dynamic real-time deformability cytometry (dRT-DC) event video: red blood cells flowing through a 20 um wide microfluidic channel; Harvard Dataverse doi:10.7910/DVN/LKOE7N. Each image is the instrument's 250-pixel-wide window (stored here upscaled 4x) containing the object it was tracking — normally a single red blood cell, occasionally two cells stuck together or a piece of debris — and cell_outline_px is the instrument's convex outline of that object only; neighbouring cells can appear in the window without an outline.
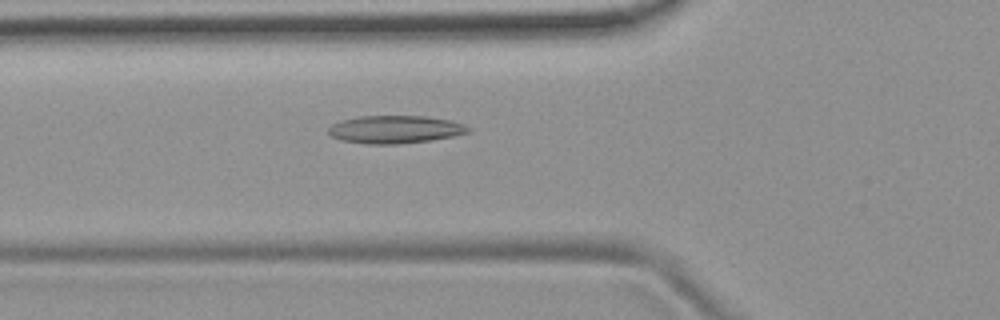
{"species": "common noctule bat (a hibernating species)", "species_latin": "Nyctalus noctula", "temperature_condition": "room temperature", "stored_images_in_passage": 48, "camera_frame_rate_fps": 3000, "um_per_image_px": 0.085, "animal": {"sex": "female", "body_mass_g": 19.9}, "frame": {"image": 1, "passage_image": 14, "time_ms": 4.333, "image_size_px": [1000, 320], "cell_outline_px": [[472, 132], [456, 136], [432, 140], [396, 144], [368, 144], [340, 140], [332, 136], [328, 132], [328, 128], [332, 124], [340, 120], [360, 116], [428, 116], [448, 120], [464, 124], [472, 128]], "centroid_in_image_um": [33.62, 11.0], "position_along_channel_um": 92.2, "area_um2": 22.89}}
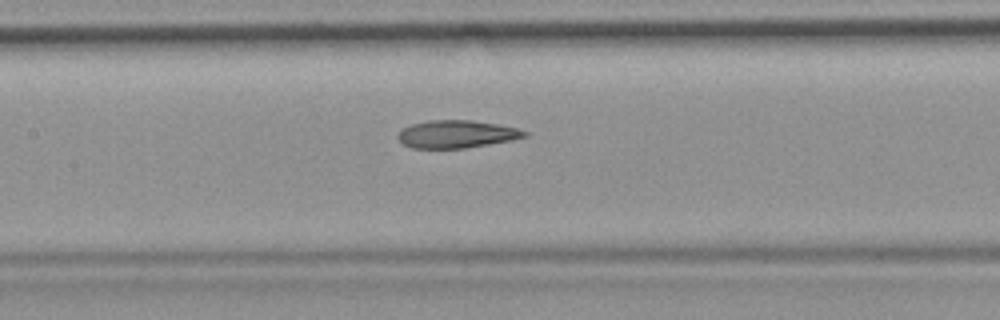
{"frame": {"image": 2, "passage_image": 20, "time_ms": 6.333, "image_size_px": [1000, 320], "cell_outline_px": [[528, 136], [512, 140], [464, 148], [412, 148], [404, 144], [396, 136], [404, 128], [412, 124], [428, 120], [472, 120], [496, 124], [516, 128], [528, 132]], "centroid_in_image_um": [38.82, 11.4], "position_along_channel_um": 168.6, "area_um2": 20.23}}
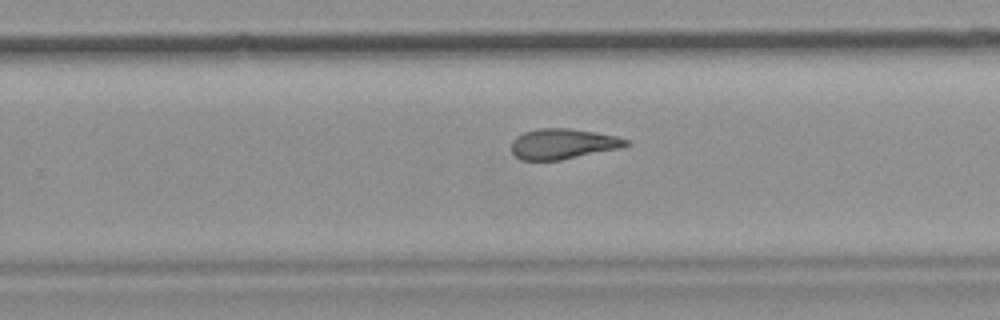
{"frame": {"image": 3, "passage_image": 29, "time_ms": 9.333, "image_size_px": [1000, 320], "cell_outline_px": [[632, 144], [620, 148], [560, 160], [520, 160], [512, 152], [512, 140], [516, 136], [524, 132], [536, 128], [572, 128], [616, 136], [628, 140]], "centroid_in_image_um": [47.84, 12.22], "position_along_channel_um": 282.0, "area_um2": 20.35}, "authors_computed_cell_mechanics": {"area_um2": 21.5594, "velocity_mm_per_s": 3.8038, "shape_relaxation_time_tau1_ms": null, "shape_relaxation_time_tau2_ms": 3.6643, "deformation_change_tau1": null, "deformation_change_tau2": 0.1226}}